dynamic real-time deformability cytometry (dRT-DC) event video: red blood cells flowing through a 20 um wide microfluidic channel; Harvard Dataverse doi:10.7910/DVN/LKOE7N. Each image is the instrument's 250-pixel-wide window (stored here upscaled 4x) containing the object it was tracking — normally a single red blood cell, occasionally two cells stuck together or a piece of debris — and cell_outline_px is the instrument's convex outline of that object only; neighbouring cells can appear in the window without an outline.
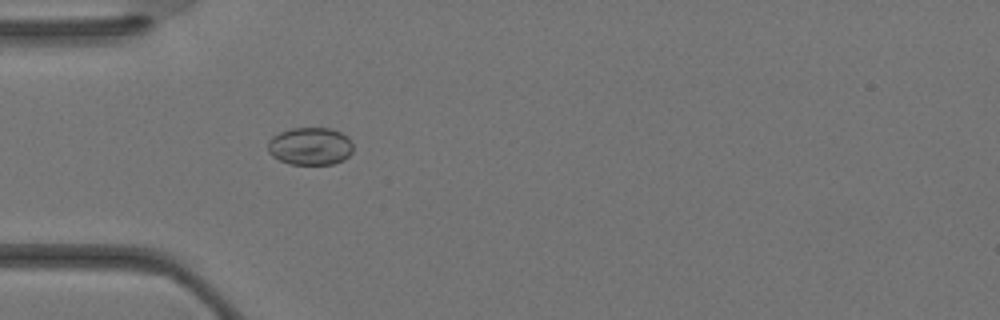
{"species": "Egyptian fruit bat (a non-hibernating species)", "species_latin": "Rousettus aegyptiacus", "temperature_condition": "warm", "stored_images_in_passage": 27, "camera_frame_rate_fps": 3000, "um_per_image_px": 0.085, "animal": {"sex": "female"}, "frame": {"image": 1, "passage_image": 2, "time_ms": 0.333, "image_size_px": [1000, 320], "cell_outline_px": [[352, 152], [344, 160], [332, 164], [288, 164], [272, 156], [268, 152], [268, 140], [272, 136], [280, 132], [292, 128], [332, 128], [348, 136], [352, 144]], "centroid_in_image_um": [26.36, 12.42], "position_along_channel_um": 58.6, "area_um2": 18.84}}
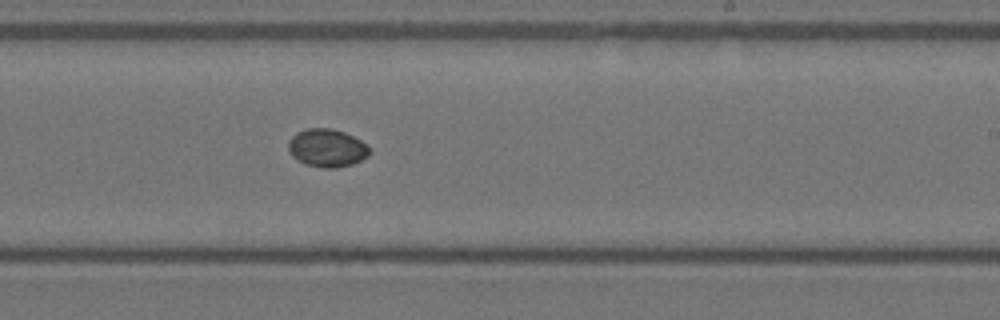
{"frame": {"image": 2, "passage_image": 13, "time_ms": 4.0, "image_size_px": [1000, 320], "cell_outline_px": [[368, 156], [352, 164], [336, 168], [320, 168], [304, 164], [292, 156], [288, 152], [288, 140], [296, 132], [308, 128], [332, 128], [344, 132], [368, 144]], "centroid_in_image_um": [27.75, 12.58], "position_along_channel_um": 261.2, "area_um2": 18.09}}
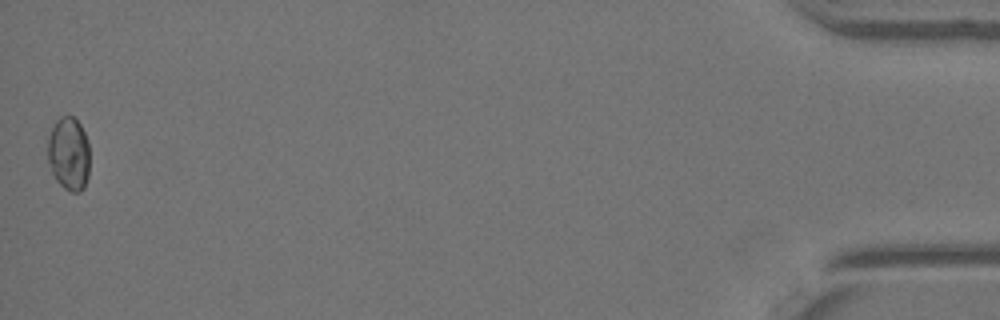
{"frame": {"image": 3, "passage_image": 27, "time_ms": 8.667, "image_size_px": [1000, 320], "cell_outline_px": [[88, 176], [84, 188], [80, 192], [72, 192], [64, 188], [56, 180], [52, 172], [48, 160], [48, 136], [56, 120], [60, 116], [68, 112], [80, 124], [84, 132], [88, 144]], "centroid_in_image_um": [5.83, 13.04], "position_along_channel_um": 429.4, "area_um2": 18.03}}